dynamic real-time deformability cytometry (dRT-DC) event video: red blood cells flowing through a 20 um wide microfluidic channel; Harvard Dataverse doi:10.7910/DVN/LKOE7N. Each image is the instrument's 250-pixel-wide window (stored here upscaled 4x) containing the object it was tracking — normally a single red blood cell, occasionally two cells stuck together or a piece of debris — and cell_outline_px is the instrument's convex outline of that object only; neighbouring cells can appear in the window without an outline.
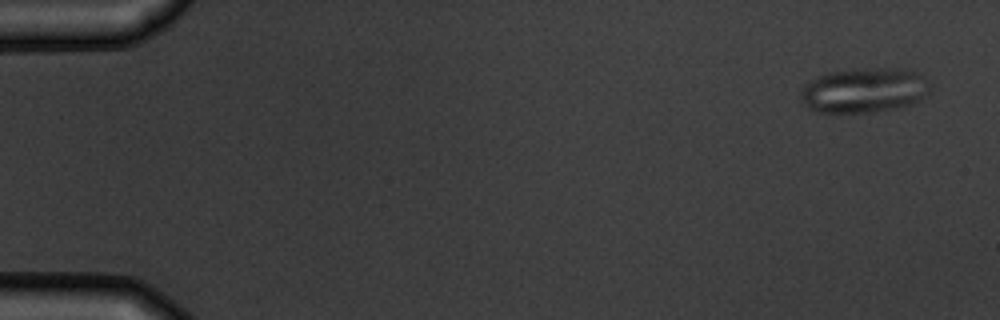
{"species": "common noctule bat (a hibernating species)", "species_latin": "Nyctalus noctula", "temperature_condition": "warm", "stored_images_in_passage": 4, "camera_frame_rate_fps": 3000, "um_per_image_px": 0.085, "animal": {"sex": "male", "body_mass_g": 19.5, "forearm_length_mm": 54.6}, "frame": {"image": 1, "passage_image": 1, "time_ms": 0.0, "image_size_px": [1000, 320], "cell_outline_px": [[932, 84], [928, 92], [924, 96], [900, 108], [872, 112], [816, 112], [808, 108], [804, 104], [800, 96], [800, 92], [804, 84], [820, 76], [832, 72], [852, 68], [904, 68], [916, 72]], "centroid_in_image_um": [73.45, 7.66], "position_along_channel_um": 11.6, "area_um2": 33.87}}